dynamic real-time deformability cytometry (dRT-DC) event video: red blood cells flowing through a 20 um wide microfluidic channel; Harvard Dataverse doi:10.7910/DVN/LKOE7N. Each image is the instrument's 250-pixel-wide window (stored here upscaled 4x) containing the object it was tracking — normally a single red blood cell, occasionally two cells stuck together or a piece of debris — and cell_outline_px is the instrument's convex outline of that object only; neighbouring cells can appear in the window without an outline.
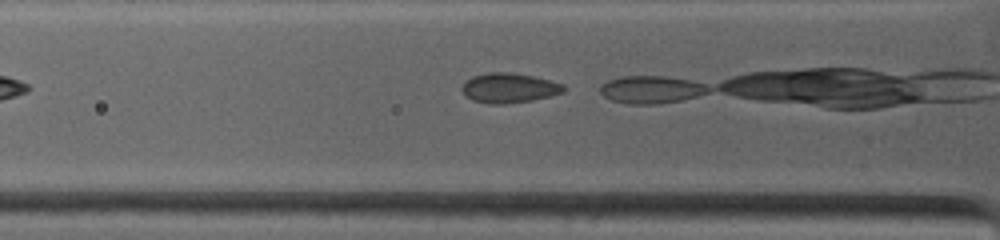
{"species": "common noctule bat (a hibernating species)", "species_latin": "Nyctalus noctula", "temperature_condition": "warm", "stored_images_in_passage": 4, "camera_frame_rate_fps": 4500, "um_per_image_px": 0.085, "animal": {"sex": "female", "body_mass_g": 19.0, "forearm_length_mm": 53.3}, "frame": {"image": 1, "passage_image": 2, "time_ms": 0.222, "image_size_px": [1000, 240], "cell_outline_px": [[568, 88], [564, 92], [532, 100], [504, 104], [488, 104], [472, 100], [464, 96], [460, 88], [472, 76], [488, 72], [512, 72], [532, 76], [564, 84]], "centroid_in_image_um": [43.26, 7.48], "position_along_channel_um": 82.5, "area_um2": 17.74}}